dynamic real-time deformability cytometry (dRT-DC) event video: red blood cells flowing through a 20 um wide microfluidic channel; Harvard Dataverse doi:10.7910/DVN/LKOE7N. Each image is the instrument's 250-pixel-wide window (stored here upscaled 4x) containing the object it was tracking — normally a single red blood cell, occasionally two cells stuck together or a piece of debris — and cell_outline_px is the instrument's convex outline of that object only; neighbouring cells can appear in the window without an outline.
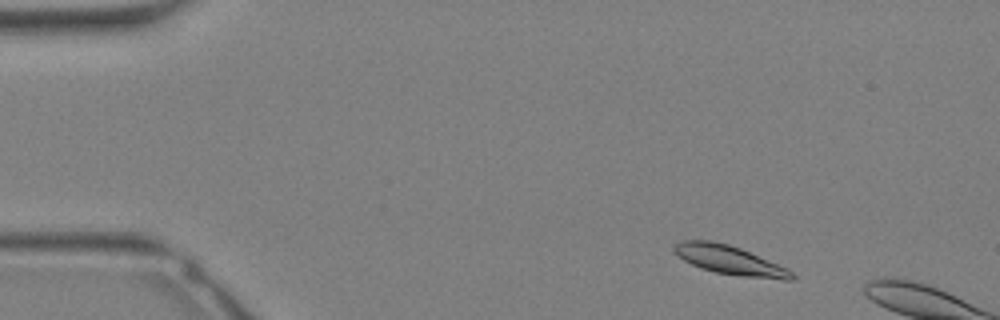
{"species": "Egyptian fruit bat (a non-hibernating species)", "species_latin": "Rousettus aegyptiacus", "temperature_condition": "warm", "stored_images_in_passage": 6, "camera_frame_rate_fps": 3000, "um_per_image_px": 0.085, "animal": {"sex": "female"}, "frame": {"image": 1, "passage_image": 3, "time_ms": 0.667, "image_size_px": [1000, 320], "cell_outline_px": [[796, 276], [792, 280], [784, 280], [740, 276], [716, 272], [700, 268], [684, 260], [672, 248], [680, 240], [712, 240], [728, 244], [740, 248], [788, 268]], "centroid_in_image_um": [62.05, 22.11], "position_along_channel_um": 22.9, "area_um2": 19.77}}